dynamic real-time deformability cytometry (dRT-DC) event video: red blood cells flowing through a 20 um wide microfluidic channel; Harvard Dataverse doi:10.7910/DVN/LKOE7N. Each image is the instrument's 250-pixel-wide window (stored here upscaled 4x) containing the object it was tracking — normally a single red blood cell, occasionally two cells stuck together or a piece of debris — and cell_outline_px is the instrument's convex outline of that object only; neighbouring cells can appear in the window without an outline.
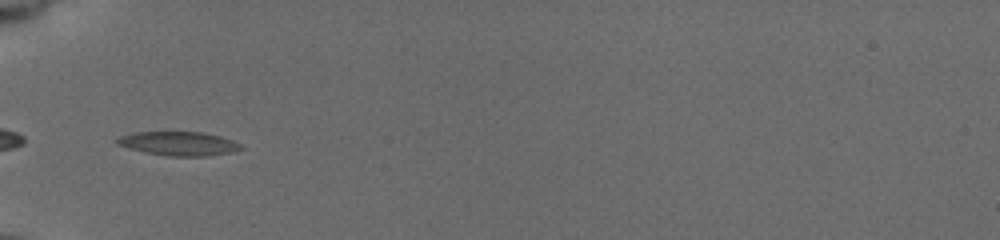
{"species": "common noctule bat (a hibernating species)", "species_latin": "Nyctalus noctula", "temperature_condition": "cold", "stored_images_in_passage": 36, "camera_frame_rate_fps": 3000, "um_per_image_px": 0.085, "animal": {"sex": "female", "body_mass_g": 19.5, "forearm_length_mm": 54.1}, "frame": {"image": 1, "passage_image": 1, "time_ms": 0.0, "image_size_px": [1000, 240], "cell_outline_px": [[244, 148], [232, 152], [208, 156], [168, 156], [144, 152], [128, 148], [116, 144], [112, 140], [120, 136], [136, 132], [200, 132], [220, 136], [232, 140], [240, 144]], "centroid_in_image_um": [15.15, 12.21], "position_along_channel_um": 69.8, "area_um2": 17.34}}
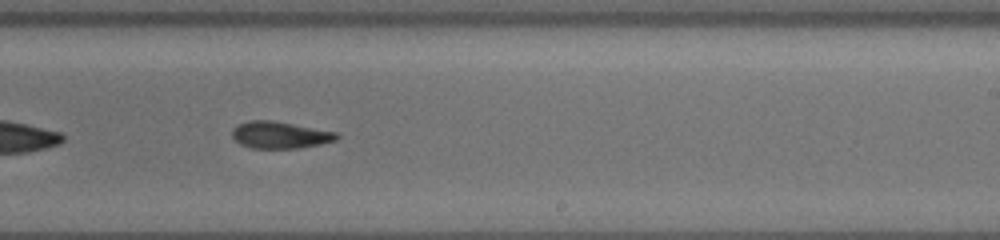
{"frame": {"image": 2, "passage_image": 17, "time_ms": 5.333, "image_size_px": [1000, 240], "cell_outline_px": [[340, 136], [336, 140], [320, 144], [300, 148], [252, 148], [240, 144], [232, 136], [232, 128], [240, 124], [252, 120], [272, 120], [336, 132]], "centroid_in_image_um": [23.8, 11.47], "position_along_channel_um": 265.2, "area_um2": 16.24}}
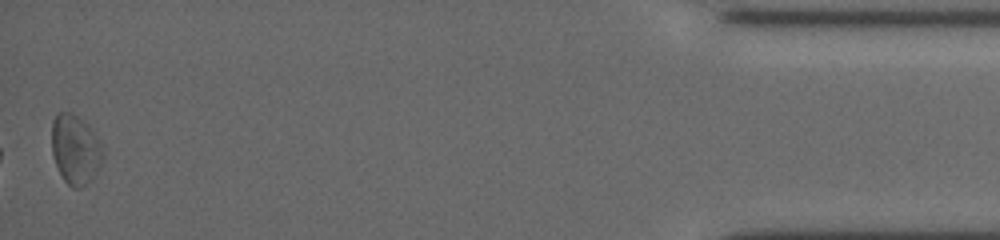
{"frame": {"image": 3, "passage_image": 36, "time_ms": 11.667, "image_size_px": [1000, 240], "cell_outline_px": [[104, 156], [100, 164], [92, 176], [80, 188], [72, 188], [64, 180], [56, 164], [52, 152], [52, 120], [56, 112], [72, 112], [88, 124], [92, 128], [100, 140], [104, 152]], "centroid_in_image_um": [6.4, 12.64], "position_along_channel_um": 428.8, "area_um2": 20.69}, "authors_computed_cell_mechanics": {"area_um2": 16.6175, "velocity_mm_per_s": 3.7428, "shape_relaxation_time_tau1_ms": 6.4145, "shape_relaxation_time_tau2_ms": null, "deformation_change_tau1": 0.1309, "deformation_change_tau2": null}}